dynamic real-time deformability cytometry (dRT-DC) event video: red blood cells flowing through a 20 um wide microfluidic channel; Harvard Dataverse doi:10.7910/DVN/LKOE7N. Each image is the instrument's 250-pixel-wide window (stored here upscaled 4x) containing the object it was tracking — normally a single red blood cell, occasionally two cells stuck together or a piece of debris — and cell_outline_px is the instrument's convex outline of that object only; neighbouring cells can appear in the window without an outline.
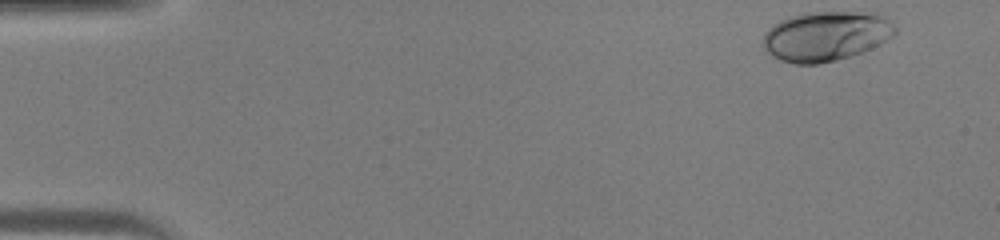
{"species": "human", "species_latin": "Homo sapiens", "temperature_condition": "warm", "stored_images_in_passage": 43, "camera_frame_rate_fps": 3000, "um_per_image_px": 0.085, "donor": {"sex": "male"}, "frame": {"image": 1, "passage_image": 1, "time_ms": 0.0, "image_size_px": [1000, 240], "cell_outline_px": [[896, 32], [892, 36], [880, 44], [864, 52], [852, 56], [820, 64], [796, 64], [780, 60], [772, 56], [760, 44], [764, 32], [772, 24], [780, 20], [804, 12], [880, 12], [896, 28]], "centroid_in_image_um": [70.18, 3.07], "position_along_channel_um": 14.8, "area_um2": 38.84}}
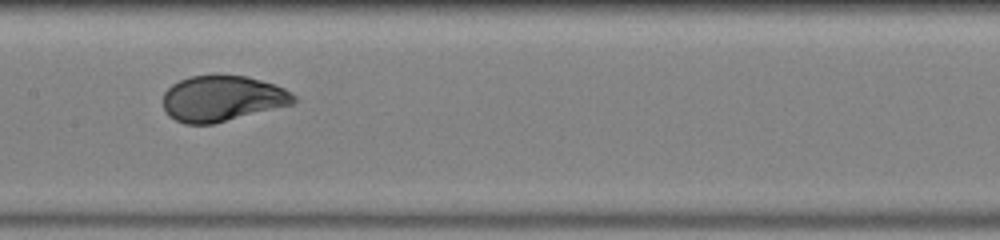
{"frame": {"image": 2, "passage_image": 21, "time_ms": 6.667, "image_size_px": [1000, 240], "cell_outline_px": [[296, 100], [292, 104], [212, 124], [184, 124], [168, 116], [164, 108], [164, 92], [172, 84], [188, 76], [216, 72], [248, 76], [284, 88], [292, 92], [296, 96]], "centroid_in_image_um": [18.86, 8.33], "position_along_channel_um": 188.5, "area_um2": 35.37}}
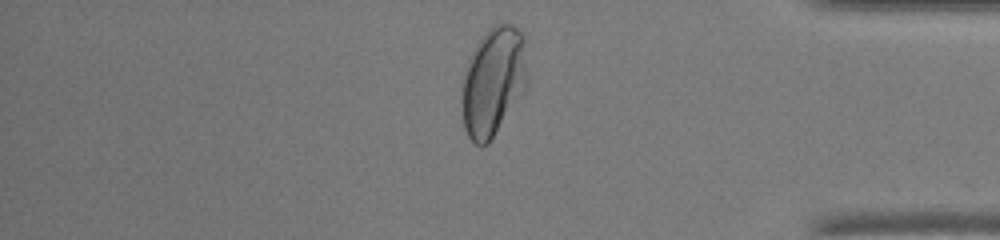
{"frame": {"image": 3, "passage_image": 36, "time_ms": 11.667, "image_size_px": [1000, 240], "cell_outline_px": [[528, 88], [488, 144], [476, 144], [468, 136], [464, 128], [460, 100], [460, 84], [468, 60], [476, 44], [492, 24], [512, 24], [524, 32], [528, 80]], "centroid_in_image_um": [41.93, 6.92], "position_along_channel_um": 393.3, "area_um2": 42.6}}